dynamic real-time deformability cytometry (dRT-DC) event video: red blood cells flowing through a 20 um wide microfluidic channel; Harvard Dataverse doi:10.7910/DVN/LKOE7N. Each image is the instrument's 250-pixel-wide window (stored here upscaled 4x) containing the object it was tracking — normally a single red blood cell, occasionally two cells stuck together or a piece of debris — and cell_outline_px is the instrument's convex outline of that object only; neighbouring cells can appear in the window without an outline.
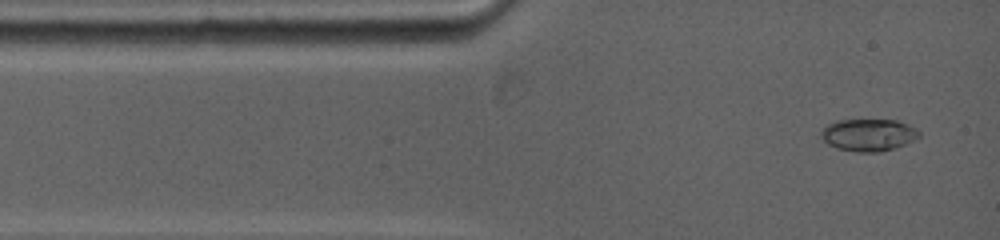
{"species": "common noctule bat (a hibernating species)", "species_latin": "Nyctalus noctula", "temperature_condition": "warm", "stored_images_in_passage": 4, "camera_frame_rate_fps": 5000, "um_per_image_px": 0.085, "animal": {"sex": "female", "body_mass_g": 19.0, "forearm_length_mm": 53.3}, "frame": {"image": 1, "passage_image": 1, "time_ms": 0.0, "image_size_px": [1000, 240], "cell_outline_px": [[920, 136], [896, 148], [880, 152], [856, 152], [836, 148], [828, 144], [824, 140], [824, 128], [832, 124], [844, 120], [892, 120], [904, 124], [912, 128]], "centroid_in_image_um": [73.82, 11.5], "position_along_channel_um": 11.2, "area_um2": 17.57}}
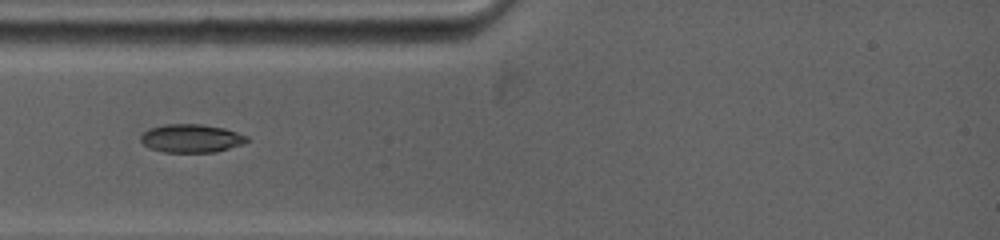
{"frame": {"image": 2, "passage_image": 3, "time_ms": 2.4, "image_size_px": [1000, 240], "cell_outline_px": [[248, 140], [240, 144], [216, 152], [164, 152], [152, 148], [144, 144], [140, 140], [140, 136], [148, 128], [164, 124], [200, 124], [224, 128], [248, 136]], "centroid_in_image_um": [16.23, 11.75], "position_along_channel_um": 68.8, "area_um2": 17.34}}
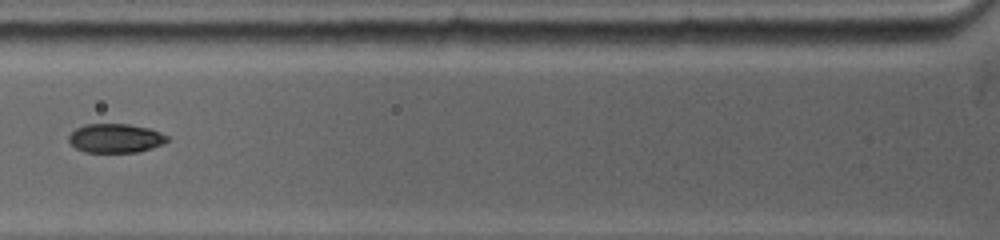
{"frame": {"image": 3, "passage_image": 4, "time_ms": 3.6, "image_size_px": [1000, 240], "cell_outline_px": [[168, 140], [164, 144], [140, 152], [84, 152], [76, 148], [68, 140], [68, 136], [76, 128], [84, 124], [128, 124], [148, 128], [168, 136]], "centroid_in_image_um": [9.81, 11.75], "position_along_channel_um": 116.0, "area_um2": 16.65}}